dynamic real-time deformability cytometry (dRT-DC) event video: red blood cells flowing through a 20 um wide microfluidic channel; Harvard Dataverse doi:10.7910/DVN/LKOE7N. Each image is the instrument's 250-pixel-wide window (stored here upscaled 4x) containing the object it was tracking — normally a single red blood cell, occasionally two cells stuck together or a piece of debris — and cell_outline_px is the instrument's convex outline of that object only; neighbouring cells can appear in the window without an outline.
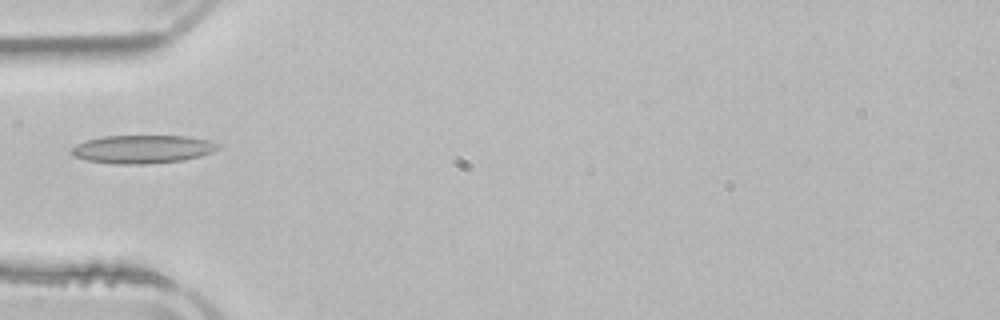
{"species": "common noctule bat (a hibernating species)", "species_latin": "Nyctalus noctula", "temperature_condition": "room temperature", "stored_images_in_passage": 4, "camera_frame_rate_fps": 3000, "um_per_image_px": 0.085, "animal": {"sex": "male", "body_mass_g": 21.5, "forearm_length_mm": 52.0}, "frame": {"image": 1, "passage_image": 4, "time_ms": 5.0, "image_size_px": [1000, 320], "cell_outline_px": [[220, 148], [212, 152], [200, 156], [184, 160], [144, 164], [120, 164], [88, 160], [76, 156], [72, 152], [72, 148], [76, 144], [88, 140], [104, 136], [188, 136], [208, 140], [220, 144]], "centroid_in_image_um": [12.18, 12.67], "position_along_channel_um": 72.8, "area_um2": 23.87}}